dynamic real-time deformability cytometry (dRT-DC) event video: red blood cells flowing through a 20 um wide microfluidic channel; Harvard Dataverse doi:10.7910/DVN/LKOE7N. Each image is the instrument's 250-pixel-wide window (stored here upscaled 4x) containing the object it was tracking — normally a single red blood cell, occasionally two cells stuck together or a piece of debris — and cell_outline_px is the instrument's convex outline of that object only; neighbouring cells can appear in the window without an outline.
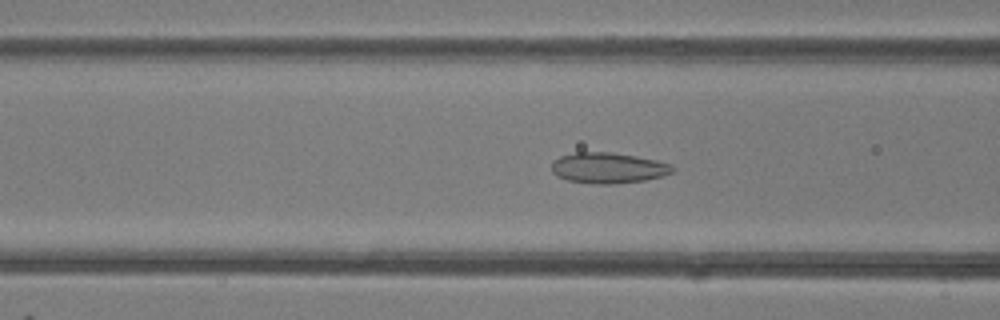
{"species": "common noctule bat (a hibernating species)", "species_latin": "Nyctalus noctula", "temperature_condition": "room temperature", "stored_images_in_passage": 45, "camera_frame_rate_fps": 3000, "um_per_image_px": 0.085, "animal": {"sex": "female"}, "frame": {"image": 1, "passage_image": 19, "time_ms": 6.0, "image_size_px": [1000, 320], "cell_outline_px": [[676, 168], [672, 172], [664, 176], [644, 180], [616, 184], [596, 184], [568, 180], [556, 176], [552, 172], [552, 160], [560, 156], [576, 152], [612, 152], [636, 156], [656, 160], [672, 164]], "centroid_in_image_um": [51.7, 14.27], "position_along_channel_um": 114.9, "area_um2": 21.85}}
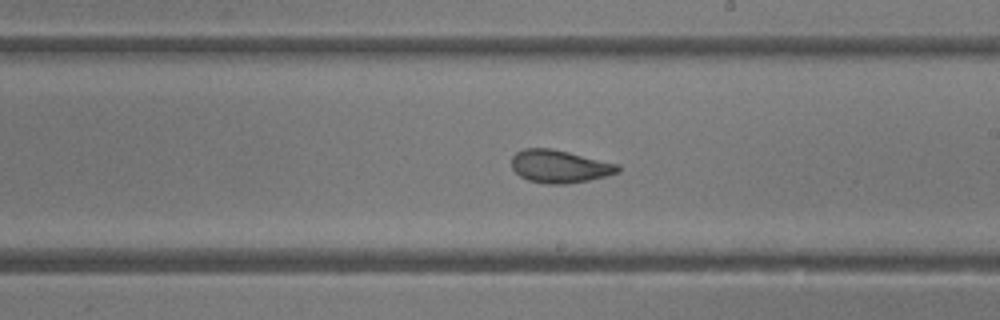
{"frame": {"image": 2, "passage_image": 28, "time_ms": 9.0, "image_size_px": [1000, 320], "cell_outline_px": [[620, 172], [608, 176], [568, 184], [544, 184], [528, 180], [520, 176], [512, 168], [512, 156], [516, 152], [524, 148], [552, 148], [620, 164]], "centroid_in_image_um": [47.59, 14.14], "position_along_channel_um": 241.4, "area_um2": 20.58}}
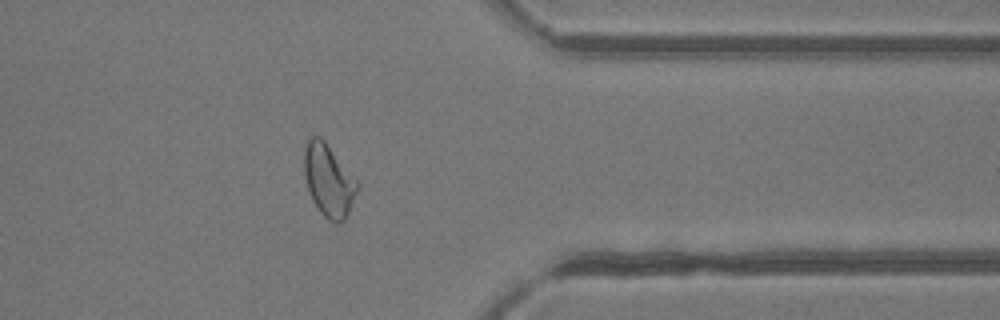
{"frame": {"image": 3, "passage_image": 39, "time_ms": 12.667, "image_size_px": [1000, 320], "cell_outline_px": [[356, 192], [348, 212], [344, 220], [336, 224], [328, 220], [320, 212], [312, 200], [308, 192], [304, 176], [304, 148], [308, 136], [320, 136], [324, 140], [356, 180]], "centroid_in_image_um": [27.87, 15.32], "position_along_channel_um": 383.5, "area_um2": 22.08}}